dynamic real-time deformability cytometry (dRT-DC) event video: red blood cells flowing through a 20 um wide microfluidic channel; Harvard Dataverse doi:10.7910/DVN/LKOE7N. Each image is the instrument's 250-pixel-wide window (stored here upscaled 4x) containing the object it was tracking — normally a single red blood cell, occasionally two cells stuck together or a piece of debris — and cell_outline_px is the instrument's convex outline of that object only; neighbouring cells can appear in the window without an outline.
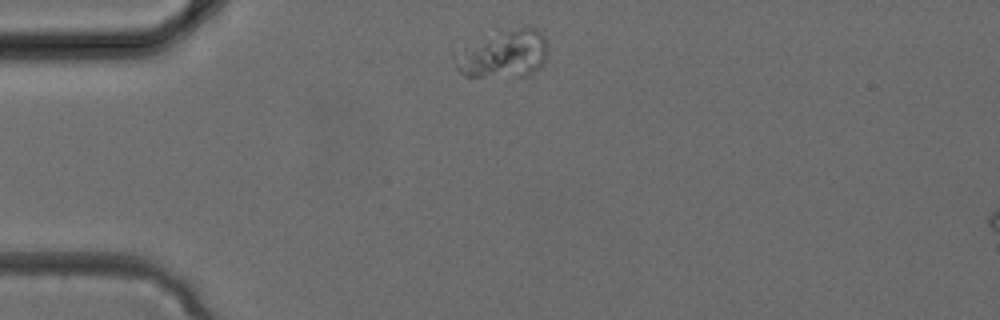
{"species": "common noctule bat (a hibernating species)", "species_latin": "Nyctalus noctula", "temperature_condition": "cold", "stored_images_in_passage": 28, "camera_frame_rate_fps": 3000, "um_per_image_px": 0.085, "animal": {"sex": "female", "body_mass_g": 24.6, "forearm_length_mm": 56.2}, "frame": {"image": 1, "passage_image": 1, "time_ms": 0.0, "image_size_px": [1000, 320], "cell_outline_px": [[548, 52], [540, 68], [524, 76], [464, 76], [456, 68], [452, 60], [452, 52], [496, 24], [524, 24], [536, 28], [544, 36], [548, 44]], "centroid_in_image_um": [42.71, 4.42], "position_along_channel_um": 42.3, "area_um2": 28.55}}
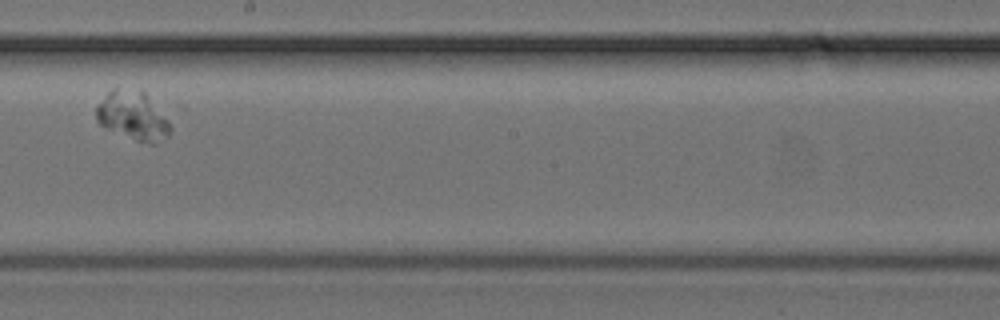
{"frame": {"image": 2, "passage_image": 13, "time_ms": 4.0, "image_size_px": [1000, 320], "cell_outline_px": [[172, 132], [168, 136], [156, 144], [152, 144], [136, 140], [104, 128], [96, 120], [96, 104], [116, 84], [140, 88], [144, 92], [168, 120], [172, 128]], "centroid_in_image_um": [11.26, 9.78], "position_along_channel_um": 236.9, "area_um2": 21.68}}
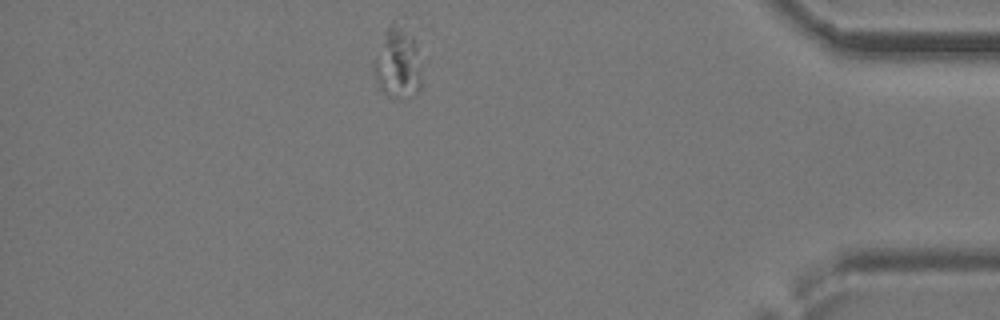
{"frame": {"image": 3, "passage_image": 24, "time_ms": 7.667, "image_size_px": [1000, 320], "cell_outline_px": [[420, 88], [412, 96], [388, 96], [380, 88], [372, 72], [372, 64], [384, 32], [388, 24], [392, 20], [404, 16], [420, 52]], "centroid_in_image_um": [33.81, 5.17], "position_along_channel_um": 401.4, "area_um2": 20.81}}